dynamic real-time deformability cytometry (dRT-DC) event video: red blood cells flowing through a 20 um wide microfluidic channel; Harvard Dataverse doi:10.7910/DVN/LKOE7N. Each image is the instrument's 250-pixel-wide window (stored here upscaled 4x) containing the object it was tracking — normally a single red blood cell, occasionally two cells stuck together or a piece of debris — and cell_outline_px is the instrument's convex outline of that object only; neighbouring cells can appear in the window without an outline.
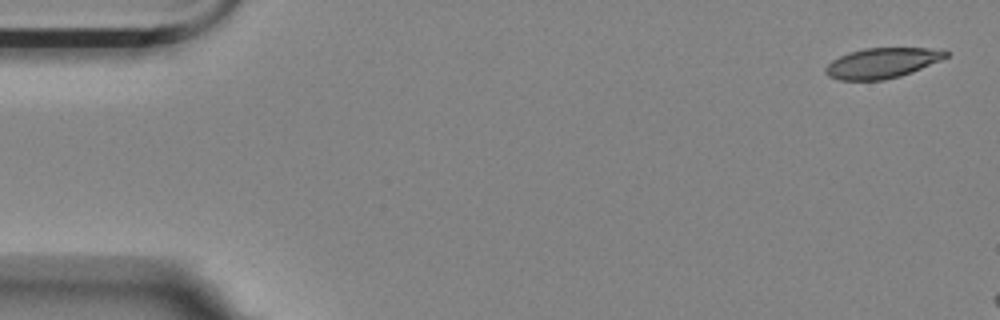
{"species": "Egyptian fruit bat (a non-hibernating species)", "species_latin": "Rousettus aegyptiacus", "temperature_condition": "room temperature", "stored_images_in_passage": 3, "camera_frame_rate_fps": 3000, "um_per_image_px": 0.085, "animal": {"sex": "female"}, "frame": {"image": 1, "passage_image": 1, "time_ms": 0.0, "image_size_px": [1000, 320], "cell_outline_px": [[948, 56], [940, 60], [912, 72], [900, 76], [884, 80], [840, 80], [828, 76], [824, 72], [824, 68], [832, 60], [848, 52], [864, 48], [928, 48], [948, 52]], "centroid_in_image_um": [74.92, 5.36], "position_along_channel_um": 10.1, "area_um2": 21.1}}